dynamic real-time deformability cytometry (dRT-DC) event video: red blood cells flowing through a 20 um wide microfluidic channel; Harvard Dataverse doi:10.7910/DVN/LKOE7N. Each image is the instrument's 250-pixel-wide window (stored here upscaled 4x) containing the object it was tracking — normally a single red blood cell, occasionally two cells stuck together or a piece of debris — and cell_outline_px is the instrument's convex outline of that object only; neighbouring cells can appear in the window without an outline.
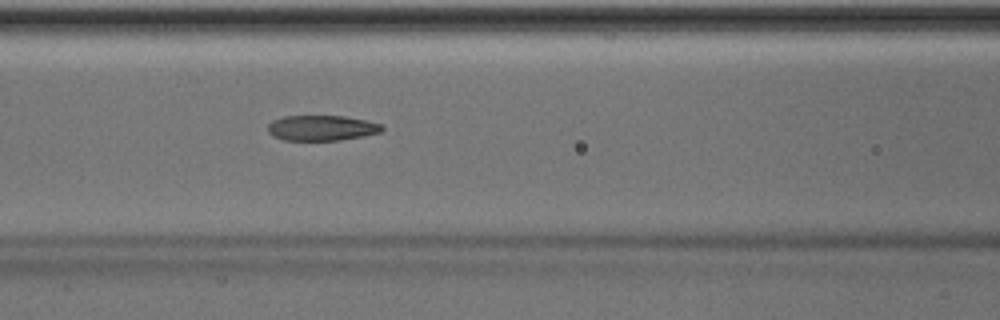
{"species": "Egyptian fruit bat (a non-hibernating species)", "species_latin": "Rousettus aegyptiacus", "temperature_condition": "room temperature", "stored_images_in_passage": 51, "camera_frame_rate_fps": 3000, "um_per_image_px": 0.085, "animal": {"sex": "male"}, "frame": {"image": 1, "passage_image": 22, "time_ms": 7.0, "image_size_px": [1000, 320], "cell_outline_px": [[384, 128], [380, 132], [364, 136], [340, 140], [284, 140], [272, 136], [268, 132], [268, 124], [272, 120], [284, 116], [344, 116], [364, 120], [380, 124]], "centroid_in_image_um": [27.31, 10.88], "position_along_channel_um": 139.3, "area_um2": 16.82}, "authors_computed_cell_mechanics": {"area_um2": 17.8024, "velocity_mm_per_s": 4.0228, "shape_relaxation_time_tau1_ms": 4.7604, "shape_relaxation_time_tau2_ms": 2.1674, "deformation_change_tau1": 0.1723, "deformation_change_tau2": 0.1014}}